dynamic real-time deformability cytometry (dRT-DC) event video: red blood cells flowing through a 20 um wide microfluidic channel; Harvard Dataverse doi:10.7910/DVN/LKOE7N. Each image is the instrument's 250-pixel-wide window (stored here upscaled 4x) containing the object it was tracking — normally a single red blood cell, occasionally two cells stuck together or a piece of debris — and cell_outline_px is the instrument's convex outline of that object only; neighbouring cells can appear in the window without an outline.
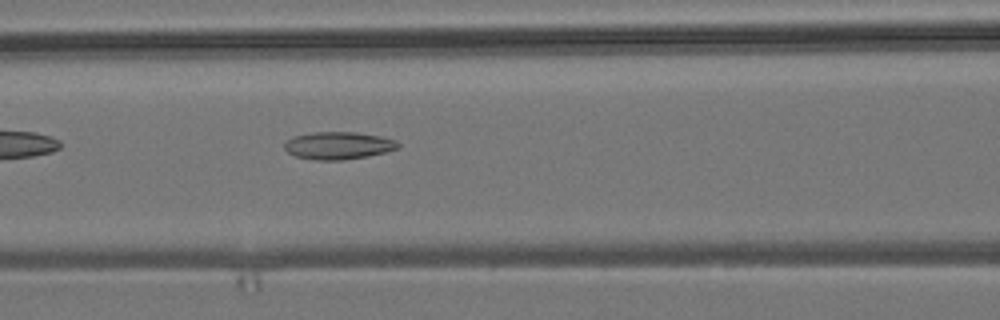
{"species": "common noctule bat (a hibernating species)", "species_latin": "Nyctalus noctula", "temperature_condition": "room temperature", "stored_images_in_passage": 37, "camera_frame_rate_fps": 3000, "um_per_image_px": 0.085, "animal": {"sex": "male", "body_mass_g": 19.2, "forearm_length_mm": 51.8}, "frame": {"image": 1, "passage_image": 6, "time_ms": 1.667, "image_size_px": [1000, 320], "cell_outline_px": [[400, 144], [396, 148], [388, 152], [368, 156], [344, 160], [316, 160], [296, 156], [288, 152], [284, 148], [284, 144], [292, 136], [312, 132], [356, 132], [380, 136], [396, 140]], "centroid_in_image_um": [28.76, 12.37], "position_along_channel_um": 137.8, "area_um2": 18.26}}
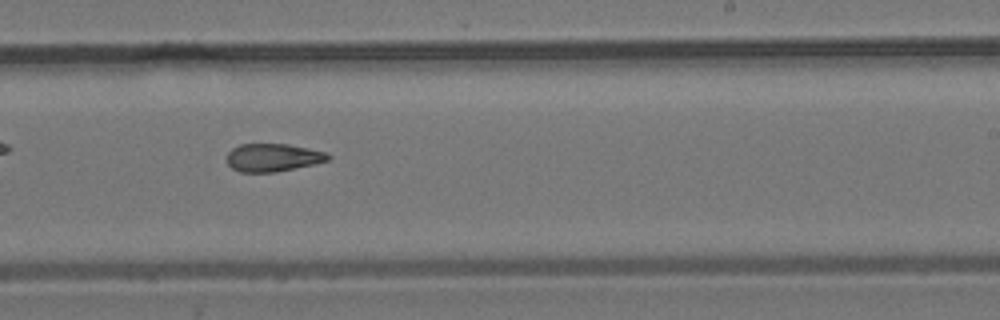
{"frame": {"image": 2, "passage_image": 16, "time_ms": 5.0, "image_size_px": [1000, 320], "cell_outline_px": [[332, 156], [328, 160], [316, 164], [276, 172], [240, 172], [232, 168], [228, 164], [228, 152], [232, 148], [240, 144], [288, 144], [328, 152]], "centroid_in_image_um": [23.24, 13.39], "position_along_channel_um": 265.8, "area_um2": 16.59}}
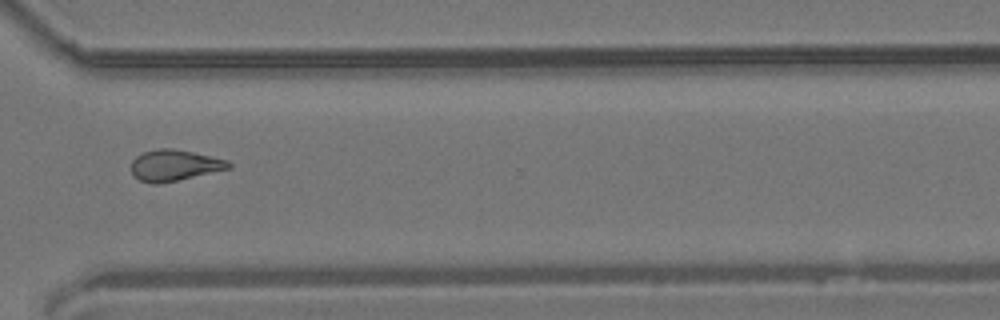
{"frame": {"image": 3, "passage_image": 23, "time_ms": 7.333, "image_size_px": [1000, 320], "cell_outline_px": [[232, 164], [228, 168], [176, 180], [156, 184], [152, 184], [140, 180], [132, 172], [132, 160], [136, 156], [144, 152], [160, 148], [172, 148], [192, 152], [228, 160]], "centroid_in_image_um": [14.79, 14.04], "position_along_channel_um": 355.8, "area_um2": 17.17}}